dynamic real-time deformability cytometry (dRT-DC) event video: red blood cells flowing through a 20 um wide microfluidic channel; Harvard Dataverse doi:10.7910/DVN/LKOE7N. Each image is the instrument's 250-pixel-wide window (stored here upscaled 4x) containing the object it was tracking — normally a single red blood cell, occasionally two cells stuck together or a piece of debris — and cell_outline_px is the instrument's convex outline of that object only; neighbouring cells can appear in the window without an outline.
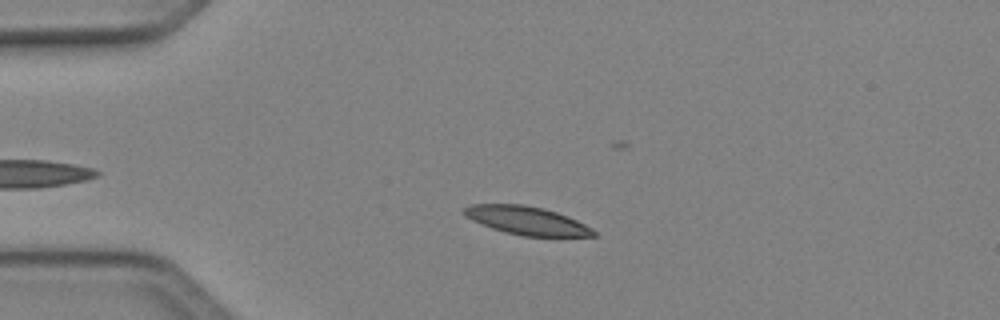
{"species": "Egyptian fruit bat (a non-hibernating species)", "species_latin": "Rousettus aegyptiacus", "temperature_condition": "cold", "stored_images_in_passage": 44, "camera_frame_rate_fps": 3000, "um_per_image_px": 0.085, "animal": {"sex": "female"}, "frame": {"image": 1, "passage_image": 11, "time_ms": 3.333, "image_size_px": [1000, 320], "cell_outline_px": [[596, 236], [524, 236], [504, 232], [492, 228], [472, 220], [464, 216], [460, 212], [464, 208], [472, 204], [524, 204], [544, 208], [556, 212], [576, 220], [592, 228], [596, 232]], "centroid_in_image_um": [44.73, 18.74], "position_along_channel_um": 40.3, "area_um2": 21.33}}
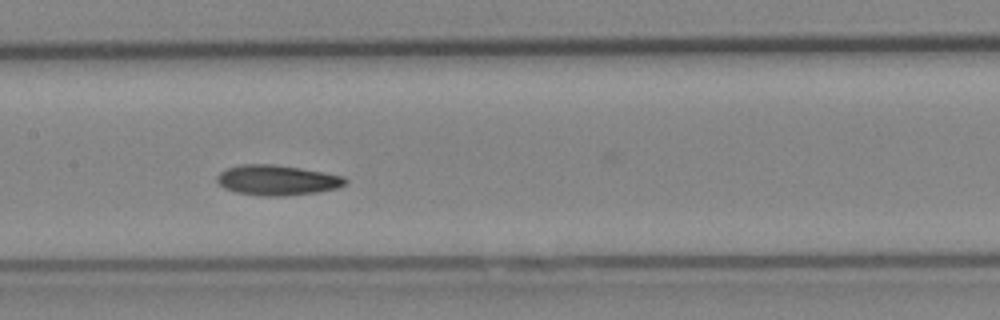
{"frame": {"image": 2, "passage_image": 24, "time_ms": 7.667, "image_size_px": [1000, 320], "cell_outline_px": [[348, 180], [344, 184], [336, 188], [320, 192], [280, 196], [264, 196], [236, 192], [224, 188], [216, 180], [216, 176], [220, 172], [228, 168], [240, 164], [272, 164], [300, 168], [324, 172], [344, 176]], "centroid_in_image_um": [23.55, 15.31], "position_along_channel_um": 183.9, "area_um2": 22.54}}
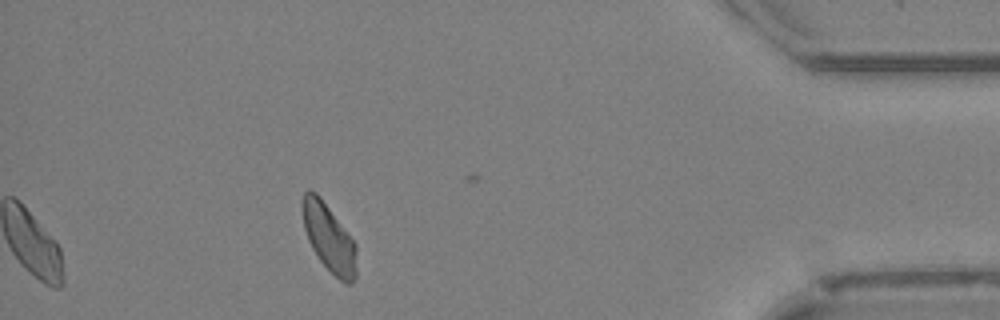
{"frame": {"image": 3, "passage_image": 44, "time_ms": 14.333, "image_size_px": [1000, 320], "cell_outline_px": [[356, 276], [352, 284], [344, 284], [320, 260], [312, 248], [308, 240], [304, 228], [300, 204], [304, 192], [308, 188], [316, 192], [320, 196], [356, 244]], "centroid_in_image_um": [27.94, 20.19], "position_along_channel_um": 407.3, "area_um2": 21.39}, "authors_computed_cell_mechanics": {"area_um2": 21.8773, "velocity_mm_per_s": 4.0612, "shape_relaxation_time_tau1_ms": 2.7762, "shape_relaxation_time_tau2_ms": 2.6947, "deformation_change_tau1": 0.1256, "deformation_change_tau2": 0.0808}}